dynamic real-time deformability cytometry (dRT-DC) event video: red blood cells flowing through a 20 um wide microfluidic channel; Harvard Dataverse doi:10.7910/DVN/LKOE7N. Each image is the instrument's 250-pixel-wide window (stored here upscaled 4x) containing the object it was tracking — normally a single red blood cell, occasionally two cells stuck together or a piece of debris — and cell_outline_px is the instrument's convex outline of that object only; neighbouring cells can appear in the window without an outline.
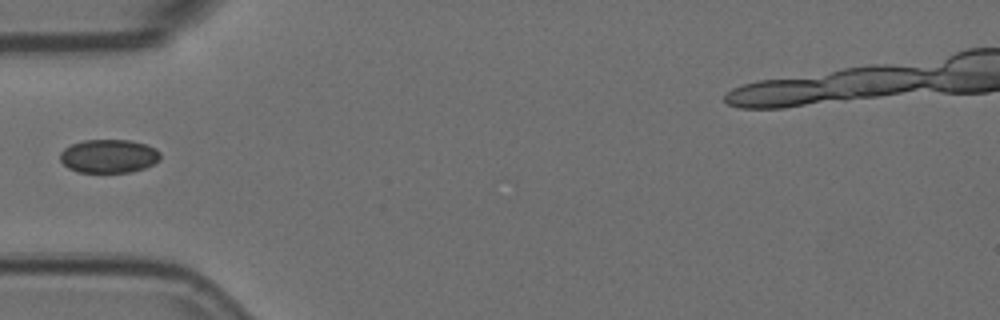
{"species": "Egyptian fruit bat (a non-hibernating species)", "species_latin": "Rousettus aegyptiacus", "temperature_condition": "room temperature", "stored_images_in_passage": 1, "camera_frame_rate_fps": 3000, "um_per_image_px": 0.085, "animal": {"sex": "female"}, "frame": {"image": 1, "passage_image": 1, "time_ms": 0.0, "image_size_px": [1000, 320], "cell_outline_px": [[160, 160], [144, 168], [132, 172], [76, 172], [68, 168], [60, 160], [60, 152], [64, 148], [72, 144], [84, 140], [128, 140], [144, 144], [156, 148], [160, 152]], "centroid_in_image_um": [9.24, 13.27], "position_along_channel_um": 75.8, "area_um2": 19.59}}